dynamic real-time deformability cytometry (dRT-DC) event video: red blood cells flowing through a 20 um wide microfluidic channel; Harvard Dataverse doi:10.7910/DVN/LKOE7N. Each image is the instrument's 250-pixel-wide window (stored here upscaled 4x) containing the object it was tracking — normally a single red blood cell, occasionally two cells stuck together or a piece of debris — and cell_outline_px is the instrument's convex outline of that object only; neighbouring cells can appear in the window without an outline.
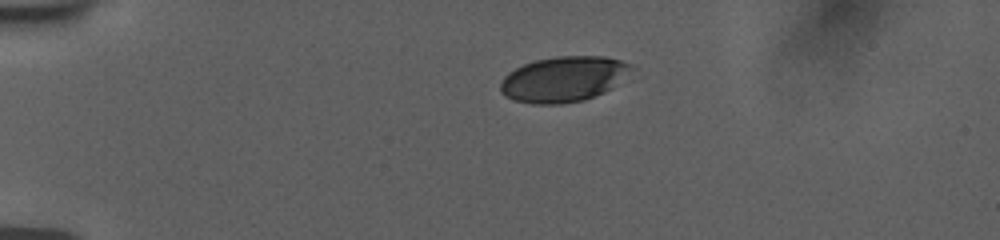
{"species": "human", "species_latin": "Homo sapiens", "temperature_condition": "room temperature", "stored_images_in_passage": 44, "camera_frame_rate_fps": 3000, "um_per_image_px": 0.085, "donor": {"sex": "female"}, "frame": {"image": 1, "passage_image": 1, "time_ms": 0.0, "image_size_px": [1000, 240], "cell_outline_px": [[636, 68], [612, 88], [604, 92], [584, 100], [560, 104], [532, 104], [516, 100], [504, 96], [500, 92], [500, 84], [504, 76], [508, 72], [524, 64], [536, 60], [556, 56], [604, 56], [620, 60], [632, 64]], "centroid_in_image_um": [47.92, 6.72], "position_along_channel_um": 37.1, "area_um2": 34.85}}
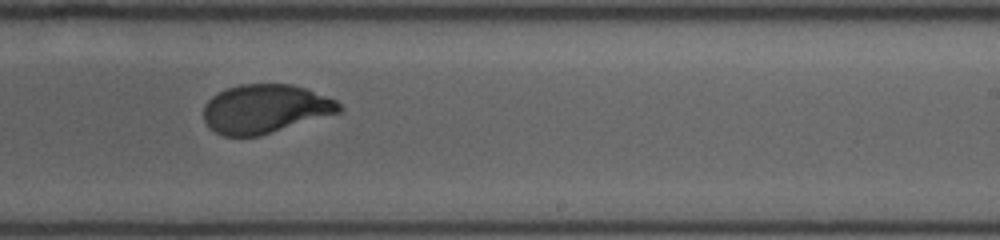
{"frame": {"image": 2, "passage_image": 24, "time_ms": 7.667, "image_size_px": [1000, 240], "cell_outline_px": [[344, 108], [340, 112], [260, 136], [224, 136], [216, 132], [204, 120], [204, 104], [212, 96], [228, 88], [240, 84], [292, 84], [304, 88], [336, 100]], "centroid_in_image_um": [22.54, 9.25], "position_along_channel_um": 266.5, "area_um2": 38.26}}
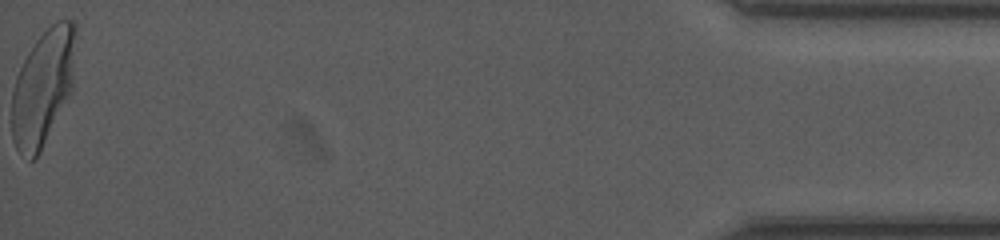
{"frame": {"image": 3, "passage_image": 44, "time_ms": 14.333, "image_size_px": [1000, 240], "cell_outline_px": [[76, 32], [72, 88], [36, 160], [28, 160], [20, 156], [12, 140], [12, 92], [16, 76], [28, 52], [36, 40], [56, 20], [76, 20]], "centroid_in_image_um": [3.64, 7.44], "position_along_channel_um": 431.6, "area_um2": 43.06}, "authors_computed_cell_mechanics": {"area_um2": 39.304, "velocity_mm_per_s": 3.7697, "shape_relaxation_time_tau1_ms": 4.0238, "shape_relaxation_time_tau2_ms": null, "deformation_change_tau1": 0.1626, "deformation_change_tau2": null}}